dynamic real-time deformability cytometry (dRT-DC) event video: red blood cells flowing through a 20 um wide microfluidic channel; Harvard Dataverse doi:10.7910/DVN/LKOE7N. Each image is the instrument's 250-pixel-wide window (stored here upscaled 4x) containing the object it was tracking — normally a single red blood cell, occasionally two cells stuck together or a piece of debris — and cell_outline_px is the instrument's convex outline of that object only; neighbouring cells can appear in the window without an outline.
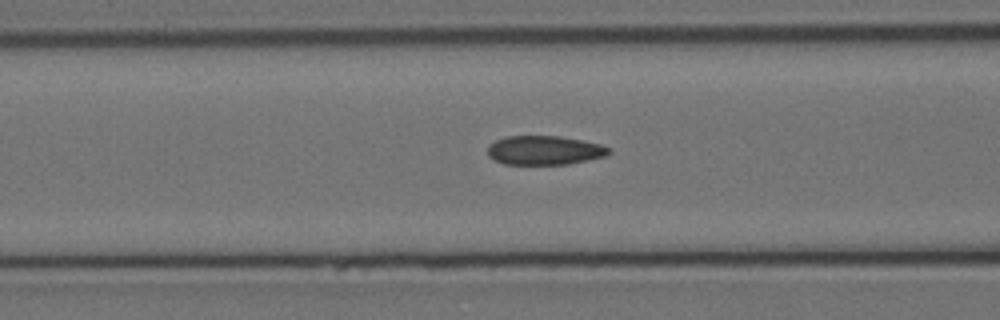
{"species": "Egyptian fruit bat (a non-hibernating species)", "species_latin": "Rousettus aegyptiacus", "temperature_condition": "cold", "stored_images_in_passage": 12, "camera_frame_rate_fps": 3000, "um_per_image_px": 0.085, "animal": {"sex": "female"}, "frame": {"image": 1, "passage_image": 10, "time_ms": 3.0, "image_size_px": [1000, 320], "cell_outline_px": [[612, 152], [608, 156], [568, 164], [504, 164], [488, 156], [488, 144], [496, 140], [508, 136], [560, 136], [584, 140], [600, 144], [612, 148]], "centroid_in_image_um": [46.33, 12.77], "position_along_channel_um": 120.3, "area_um2": 20.75}}